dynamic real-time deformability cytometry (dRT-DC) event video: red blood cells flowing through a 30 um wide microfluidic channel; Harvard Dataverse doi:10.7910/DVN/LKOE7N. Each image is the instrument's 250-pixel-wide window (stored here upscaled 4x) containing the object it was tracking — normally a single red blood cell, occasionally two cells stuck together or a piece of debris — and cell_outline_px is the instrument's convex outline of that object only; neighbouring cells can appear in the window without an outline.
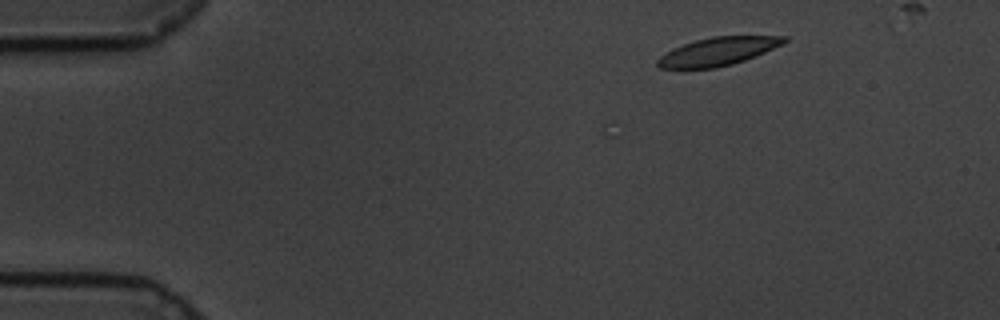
{"species": "common noctule bat (a hibernating species)", "species_latin": "Nyctalus noctula", "temperature_condition": "cold", "stored_images_in_passage": 5, "camera_frame_rate_fps": 3000, "um_per_image_px": 0.085, "animal": {"sex": "male", "body_mass_g": 19.5, "forearm_length_mm": 54.6}, "frame": {"image": 1, "passage_image": 5, "time_ms": 1.333, "image_size_px": [1000, 320], "cell_outline_px": [[788, 40], [784, 44], [744, 60], [732, 64], [716, 68], [660, 68], [656, 64], [656, 60], [660, 56], [672, 48], [696, 40], [712, 36], [788, 36]], "centroid_in_image_um": [61.02, 4.36], "position_along_channel_um": 24.0, "area_um2": 20.69}}